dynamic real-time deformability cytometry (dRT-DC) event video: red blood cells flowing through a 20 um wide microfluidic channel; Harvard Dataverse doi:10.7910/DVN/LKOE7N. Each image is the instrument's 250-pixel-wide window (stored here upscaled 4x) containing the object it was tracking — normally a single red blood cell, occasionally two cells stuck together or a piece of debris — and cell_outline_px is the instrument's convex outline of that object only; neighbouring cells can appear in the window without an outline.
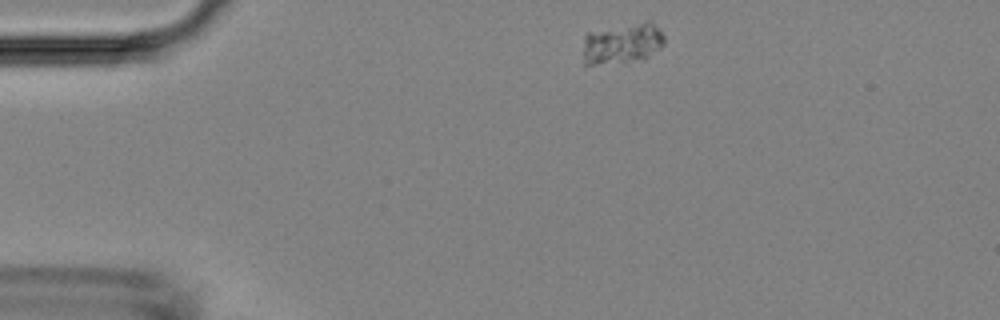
{"species": "Egyptian fruit bat (a non-hibernating species)", "species_latin": "Rousettus aegyptiacus", "temperature_condition": "room temperature", "stored_images_in_passage": 2, "camera_frame_rate_fps": 3000, "um_per_image_px": 0.085, "animal": {"sex": "female"}, "frame": {"image": 1, "passage_image": 1, "time_ms": 0.0, "image_size_px": [1000, 320], "cell_outline_px": [[664, 44], [660, 48], [644, 60], [592, 64], [584, 64], [584, 36], [588, 32], [648, 20], [652, 20], [664, 36]], "centroid_in_image_um": [52.93, 3.67], "position_along_channel_um": 32.1, "area_um2": 19.31}}